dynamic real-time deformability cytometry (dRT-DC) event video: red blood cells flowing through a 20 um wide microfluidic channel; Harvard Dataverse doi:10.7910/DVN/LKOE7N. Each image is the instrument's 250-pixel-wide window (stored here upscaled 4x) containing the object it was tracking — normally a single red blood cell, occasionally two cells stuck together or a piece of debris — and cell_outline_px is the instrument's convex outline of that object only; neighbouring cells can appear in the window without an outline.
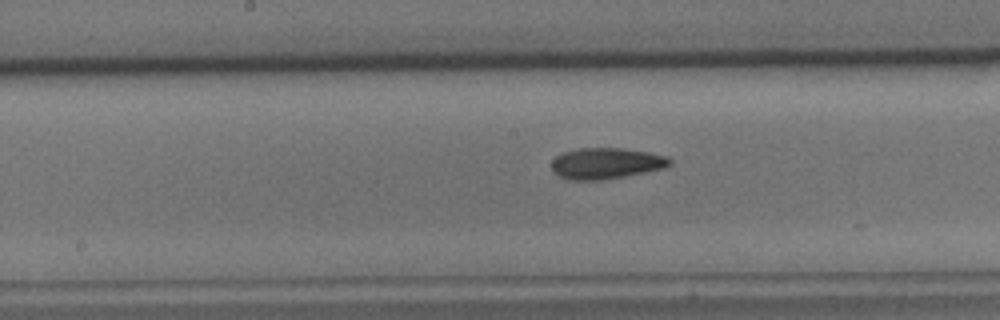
{"species": "common noctule bat (a hibernating species)", "species_latin": "Nyctalus noctula", "temperature_condition": "cold", "stored_images_in_passage": 31, "camera_frame_rate_fps": 3000, "um_per_image_px": 0.085, "animal": {"sex": "male", "body_mass_g": 15.6}, "frame": {"image": 1, "passage_image": 11, "time_ms": 3.333, "image_size_px": [1000, 320], "cell_outline_px": [[672, 164], [664, 168], [624, 176], [600, 180], [568, 180], [552, 172], [552, 160], [556, 156], [564, 152], [580, 148], [624, 148], [648, 152], [668, 156], [672, 160]], "centroid_in_image_um": [51.52, 13.88], "position_along_channel_um": 196.7, "area_um2": 21.44}}
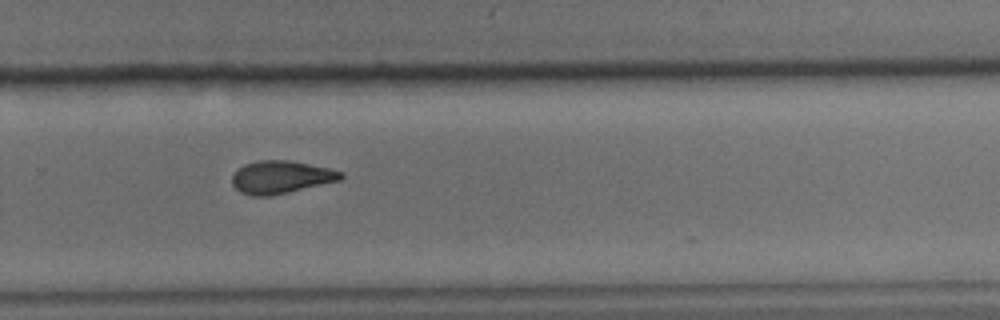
{"frame": {"image": 2, "passage_image": 20, "time_ms": 6.333, "image_size_px": [1000, 320], "cell_outline_px": [[344, 176], [340, 180], [288, 192], [268, 196], [248, 196], [240, 192], [232, 184], [232, 176], [244, 164], [260, 160], [288, 160], [328, 168], [344, 172]], "centroid_in_image_um": [23.87, 15.06], "position_along_channel_um": 305.9, "area_um2": 20.58}}
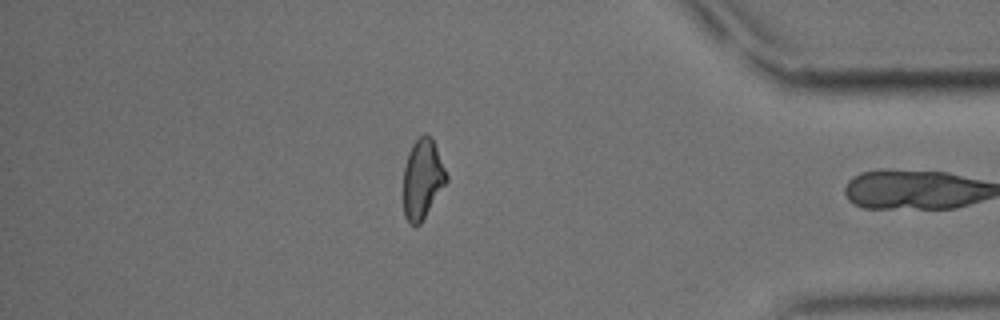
{"frame": {"image": 3, "passage_image": 30, "time_ms": 9.667, "image_size_px": [1000, 320], "cell_outline_px": [[448, 180], [420, 224], [412, 224], [404, 216], [404, 168], [408, 152], [412, 144], [424, 132], [432, 136], [448, 176]], "centroid_in_image_um": [35.92, 15.16], "position_along_channel_um": 399.3, "area_um2": 19.88}, "authors_computed_cell_mechanics": {"area_um2": 21.097, "velocity_mm_per_s": 3.6529, "shape_relaxation_time_tau1_ms": null, "shape_relaxation_time_tau2_ms": 4.7125, "deformation_change_tau1": null, "deformation_change_tau2": 0.1155}}